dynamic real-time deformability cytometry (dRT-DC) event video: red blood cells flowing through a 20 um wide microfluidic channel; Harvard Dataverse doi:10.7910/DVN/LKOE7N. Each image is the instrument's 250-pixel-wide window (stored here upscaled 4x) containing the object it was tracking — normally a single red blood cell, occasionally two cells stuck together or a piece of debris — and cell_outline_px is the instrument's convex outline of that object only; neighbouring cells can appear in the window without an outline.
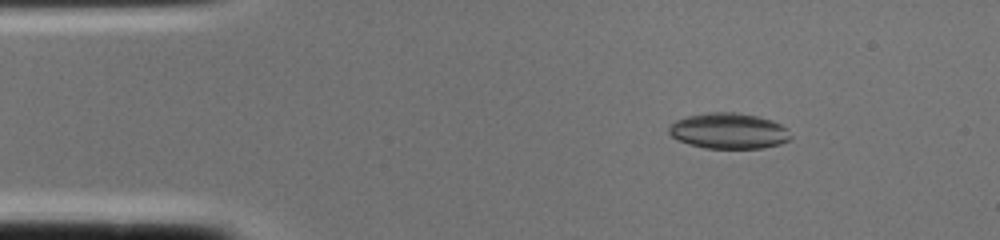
{"species": "common noctule bat (a hibernating species)", "species_latin": "Nyctalus noctula", "temperature_condition": "cold", "stored_images_in_passage": 1, "camera_frame_rate_fps": 3000, "um_per_image_px": 0.085, "animal": {"sex": "female", "body_mass_g": 22.0, "forearm_length_mm": 56.7}, "frame": {"image": 1, "passage_image": 1, "time_ms": 0.0, "image_size_px": [1000, 240], "cell_outline_px": [[792, 136], [788, 140], [780, 144], [764, 148], [704, 148], [688, 144], [676, 140], [668, 132], [668, 128], [676, 120], [688, 116], [708, 112], [736, 112], [756, 116], [772, 120], [788, 128]], "centroid_in_image_um": [61.95, 11.13], "position_along_channel_um": 23.1, "area_um2": 25.49}}